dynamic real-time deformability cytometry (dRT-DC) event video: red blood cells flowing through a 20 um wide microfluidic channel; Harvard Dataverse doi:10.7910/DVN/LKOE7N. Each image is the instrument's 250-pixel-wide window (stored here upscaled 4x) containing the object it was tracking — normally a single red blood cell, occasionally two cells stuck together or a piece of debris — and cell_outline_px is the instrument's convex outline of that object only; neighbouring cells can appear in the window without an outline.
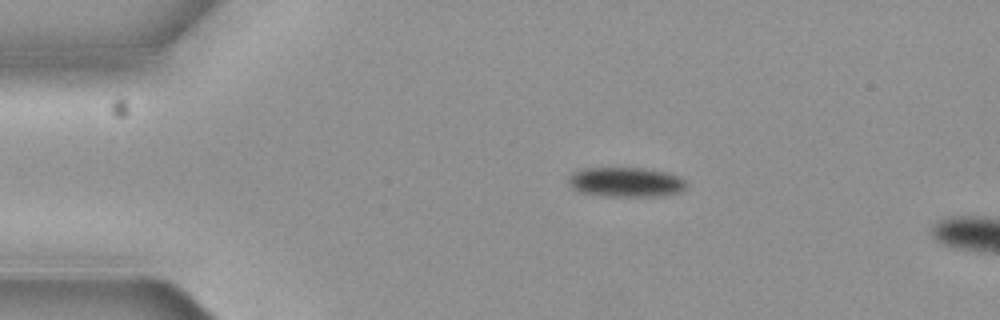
{"species": "common noctule bat (a hibernating species)", "species_latin": "Nyctalus noctula", "temperature_condition": "cold", "stored_images_in_passage": 5, "camera_frame_rate_fps": 3000, "um_per_image_px": 0.085, "animal": {"sex": "female", "body_mass_g": 19.3, "forearm_length_mm": 54.1}, "frame": {"image": 1, "passage_image": 3, "time_ms": 0.667, "image_size_px": [1000, 320], "cell_outline_px": [[688, 188], [680, 192], [660, 196], [604, 196], [580, 192], [572, 188], [568, 180], [572, 172], [584, 168], [644, 168], [668, 172], [680, 176], [688, 184]], "centroid_in_image_um": [53.25, 15.48], "position_along_channel_um": 31.8, "area_um2": 20.63}}